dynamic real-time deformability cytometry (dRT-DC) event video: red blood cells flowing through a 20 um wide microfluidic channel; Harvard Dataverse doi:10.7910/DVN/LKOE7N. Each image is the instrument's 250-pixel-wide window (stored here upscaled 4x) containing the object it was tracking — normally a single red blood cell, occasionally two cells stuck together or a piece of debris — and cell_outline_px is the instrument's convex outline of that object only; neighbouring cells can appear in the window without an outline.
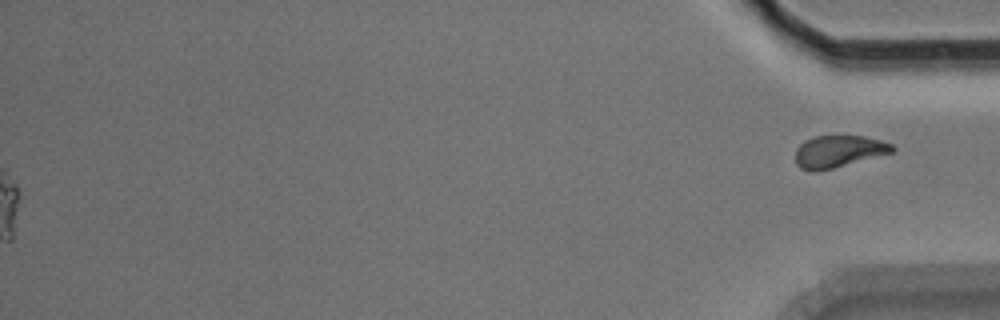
{"species": "Egyptian fruit bat (a non-hibernating species)", "species_latin": "Rousettus aegyptiacus", "temperature_condition": "room temperature", "stored_images_in_passage": 53, "segment_of_instrument_passage": [2, 2], "camera_frame_rate_fps": 3000, "um_per_image_px": 0.085, "animal": {"sex": "male"}, "frame": {"image": 1, "passage_image": 53, "time_ms": 17.333, "image_size_px": [1000, 320], "cell_outline_px": [[896, 148], [892, 152], [832, 168], [816, 172], [800, 168], [796, 164], [796, 148], [804, 140], [812, 136], [864, 136], [880, 140], [892, 144]], "centroid_in_image_um": [71.24, 12.86], "position_along_channel_um": 364.0, "area_um2": 17.92}}